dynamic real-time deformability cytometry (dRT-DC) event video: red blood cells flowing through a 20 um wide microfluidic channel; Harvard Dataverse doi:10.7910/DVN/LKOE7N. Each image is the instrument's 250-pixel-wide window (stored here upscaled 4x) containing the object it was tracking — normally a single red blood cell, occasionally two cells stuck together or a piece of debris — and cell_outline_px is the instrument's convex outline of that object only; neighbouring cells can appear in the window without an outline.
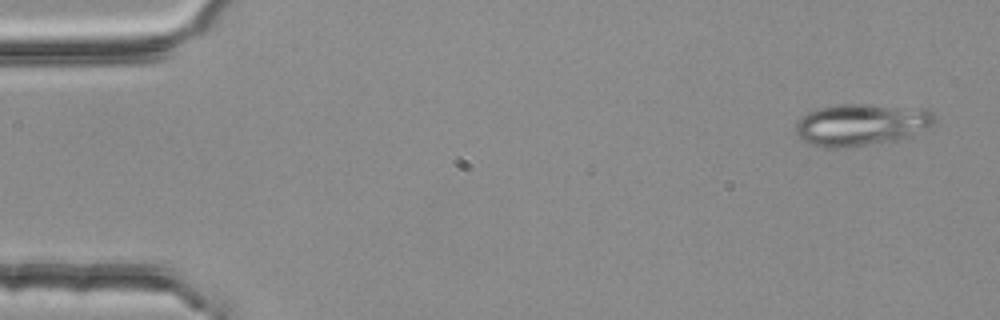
{"species": "common noctule bat (a hibernating species)", "species_latin": "Nyctalus noctula", "temperature_condition": "room temperature", "stored_images_in_passage": 3, "camera_frame_rate_fps": 3000, "um_per_image_px": 0.085, "animal": {"sex": "female", "body_mass_g": 25.1}, "frame": {"image": 1, "passage_image": 1, "time_ms": 0.0, "image_size_px": [1000, 320], "cell_outline_px": [[936, 120], [932, 124], [900, 140], [836, 148], [824, 148], [800, 140], [796, 132], [796, 124], [800, 116], [816, 108], [840, 104], [868, 104], [928, 108], [936, 116]], "centroid_in_image_um": [73.18, 10.57], "position_along_channel_um": 11.8, "area_um2": 34.1}}